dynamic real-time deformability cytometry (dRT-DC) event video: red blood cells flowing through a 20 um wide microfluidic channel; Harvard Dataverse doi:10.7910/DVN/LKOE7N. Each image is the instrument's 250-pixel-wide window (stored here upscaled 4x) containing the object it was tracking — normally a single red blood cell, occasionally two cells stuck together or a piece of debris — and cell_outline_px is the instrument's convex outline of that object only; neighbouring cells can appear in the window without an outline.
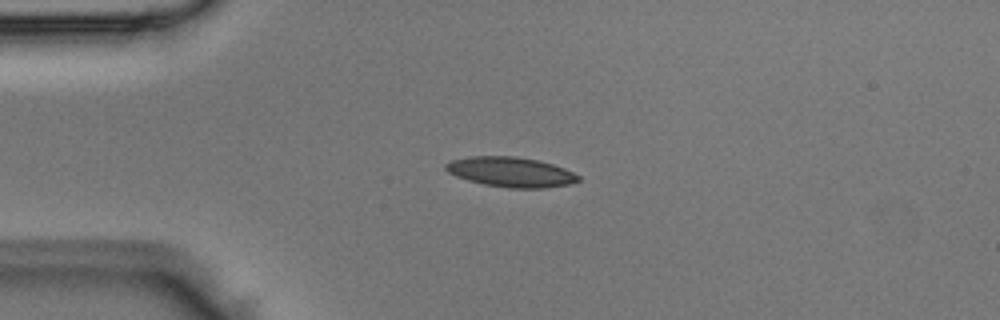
{"species": "Egyptian fruit bat (a non-hibernating species)", "species_latin": "Rousettus aegyptiacus", "temperature_condition": "room temperature", "stored_images_in_passage": 49, "camera_frame_rate_fps": 3000, "um_per_image_px": 0.085, "animal": {"sex": "male"}, "frame": {"image": 1, "passage_image": 11, "time_ms": 3.333, "image_size_px": [1000, 320], "cell_outline_px": [[580, 180], [568, 184], [544, 188], [508, 188], [484, 184], [468, 180], [456, 176], [448, 172], [444, 168], [444, 164], [452, 160], [472, 156], [512, 156], [536, 160], [552, 164], [564, 168], [580, 176]], "centroid_in_image_um": [43.4, 14.62], "position_along_channel_um": 41.6, "area_um2": 22.95}}
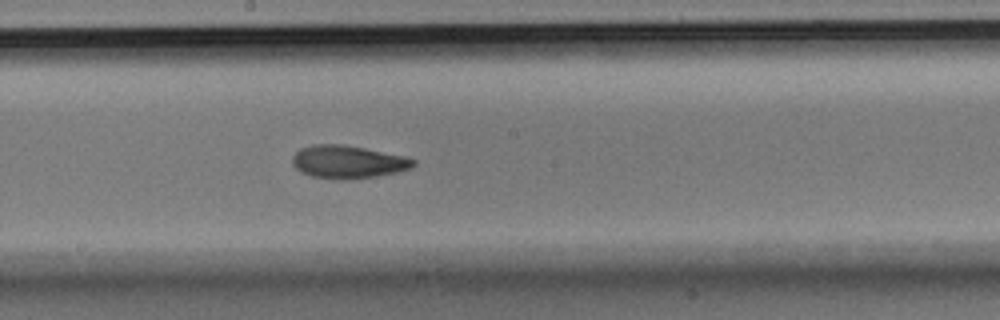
{"frame": {"image": 2, "passage_image": 26, "time_ms": 8.333, "image_size_px": [1000, 320], "cell_outline_px": [[416, 164], [412, 168], [396, 172], [376, 176], [336, 180], [312, 176], [300, 172], [292, 164], [292, 156], [300, 148], [312, 144], [340, 144], [364, 148], [404, 156], [416, 160]], "centroid_in_image_um": [29.54, 13.76], "position_along_channel_um": 218.7, "area_um2": 23.18}}
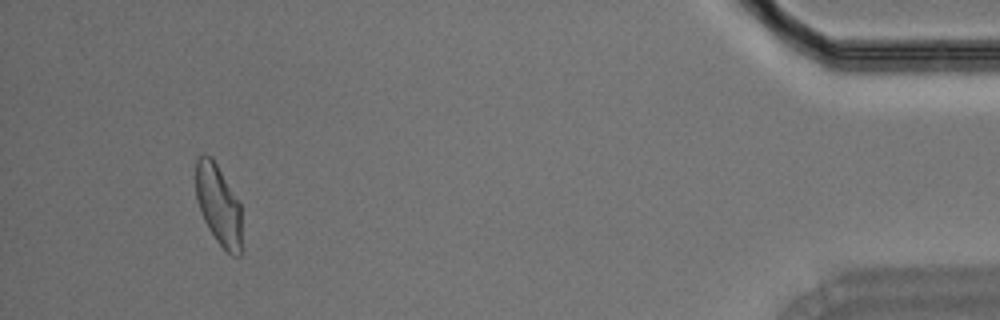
{"frame": {"image": 3, "passage_image": 46, "time_ms": 15.0, "image_size_px": [1000, 320], "cell_outline_px": [[240, 256], [232, 256], [216, 240], [208, 228], [200, 212], [196, 200], [196, 160], [204, 152], [212, 156], [240, 204]], "centroid_in_image_um": [18.54, 17.38], "position_along_channel_um": 416.7, "area_um2": 21.33}}